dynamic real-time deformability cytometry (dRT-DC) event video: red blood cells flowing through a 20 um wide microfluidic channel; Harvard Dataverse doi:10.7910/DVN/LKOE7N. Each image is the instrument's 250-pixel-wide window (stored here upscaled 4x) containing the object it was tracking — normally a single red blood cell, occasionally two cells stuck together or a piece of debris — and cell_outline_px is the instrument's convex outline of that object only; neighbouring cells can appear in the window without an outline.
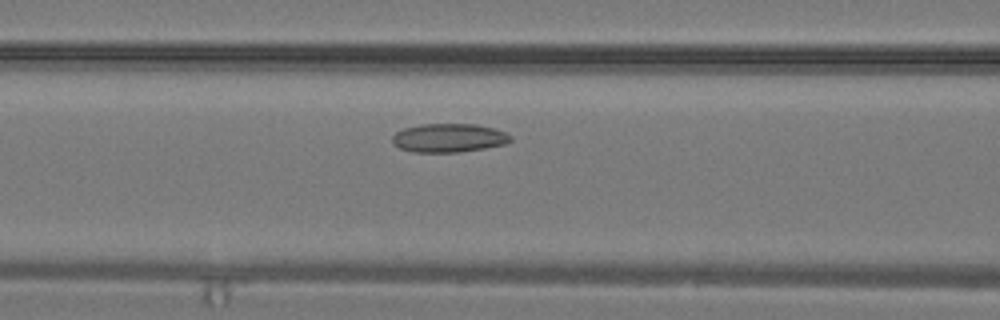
{"species": "common noctule bat (a hibernating species)", "species_latin": "Nyctalus noctula", "temperature_condition": "warm", "stored_images_in_passage": 29, "camera_frame_rate_fps": 3000, "um_per_image_px": 0.085, "animal": {"sex": "male", "body_mass_g": 19.2, "forearm_length_mm": 51.8}, "frame": {"image": 1, "passage_image": 10, "time_ms": 3.0, "image_size_px": [1000, 320], "cell_outline_px": [[512, 140], [504, 144], [484, 148], [460, 152], [412, 152], [400, 148], [392, 144], [392, 136], [396, 132], [404, 128], [420, 124], [476, 124], [508, 132], [512, 136]], "centroid_in_image_um": [38.15, 11.72], "position_along_channel_um": 128.5, "area_um2": 19.88}}
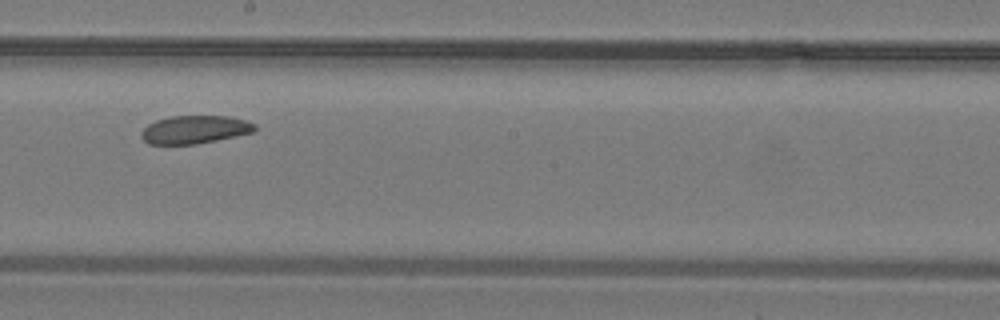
{"frame": {"image": 2, "passage_image": 15, "time_ms": 4.667, "image_size_px": [1000, 320], "cell_outline_px": [[256, 128], [252, 132], [236, 136], [196, 144], [148, 144], [140, 136], [140, 132], [148, 124], [156, 120], [172, 116], [228, 116], [248, 120], [256, 124]], "centroid_in_image_um": [16.55, 11.01], "position_along_channel_um": 231.6, "area_um2": 18.61}}
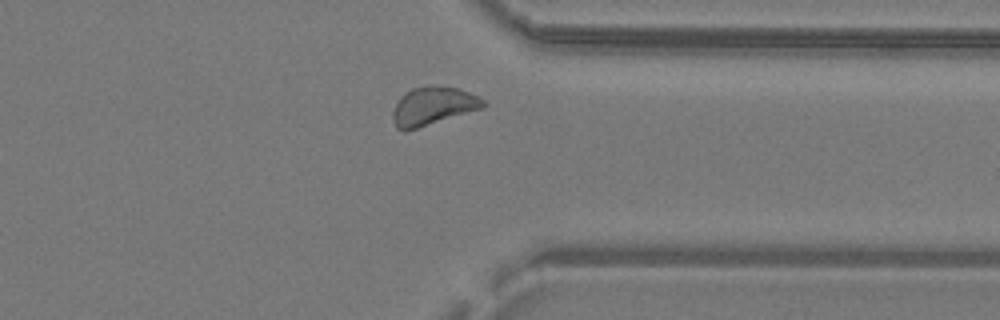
{"frame": {"image": 3, "passage_image": 22, "time_ms": 7.0, "image_size_px": [1000, 320], "cell_outline_px": [[488, 104], [484, 108], [404, 132], [396, 128], [392, 120], [392, 112], [400, 96], [412, 88], [428, 84], [432, 84], [456, 88], [468, 92], [484, 100]], "centroid_in_image_um": [36.78, 9.01], "position_along_channel_um": 374.6, "area_um2": 20.4}}